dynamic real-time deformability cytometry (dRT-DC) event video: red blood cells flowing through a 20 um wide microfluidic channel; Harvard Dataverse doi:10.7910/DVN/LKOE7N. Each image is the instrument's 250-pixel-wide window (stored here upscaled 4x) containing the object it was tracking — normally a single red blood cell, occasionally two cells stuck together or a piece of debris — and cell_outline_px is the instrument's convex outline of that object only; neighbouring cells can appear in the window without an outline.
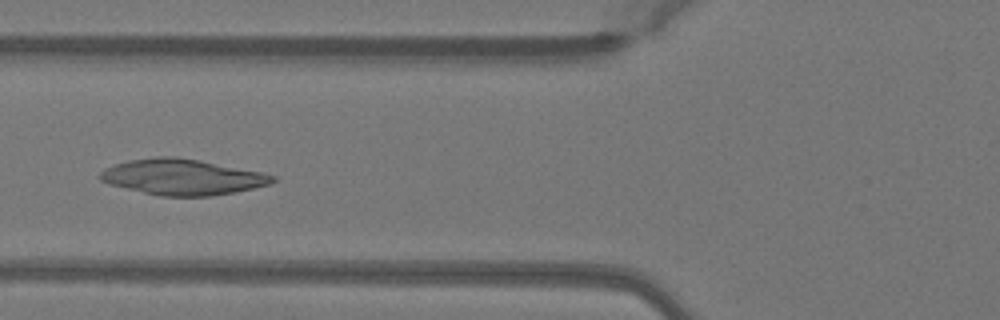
{"species": "Egyptian fruit bat (a non-hibernating species)", "species_latin": "Rousettus aegyptiacus", "temperature_condition": "warm", "stored_images_in_passage": 50, "camera_frame_rate_fps": 3000, "um_per_image_px": 0.085, "animal": {"sex": "female"}, "frame": {"image": 1, "passage_image": 20, "time_ms": 6.333, "image_size_px": [1000, 320], "cell_outline_px": [[276, 180], [268, 184], [236, 192], [212, 196], [160, 196], [108, 184], [100, 180], [96, 176], [104, 168], [112, 164], [128, 160], [156, 156], [176, 156], [200, 160], [260, 172], [276, 176]], "centroid_in_image_um": [15.43, 15.04], "position_along_channel_um": 110.4, "area_um2": 36.07}}
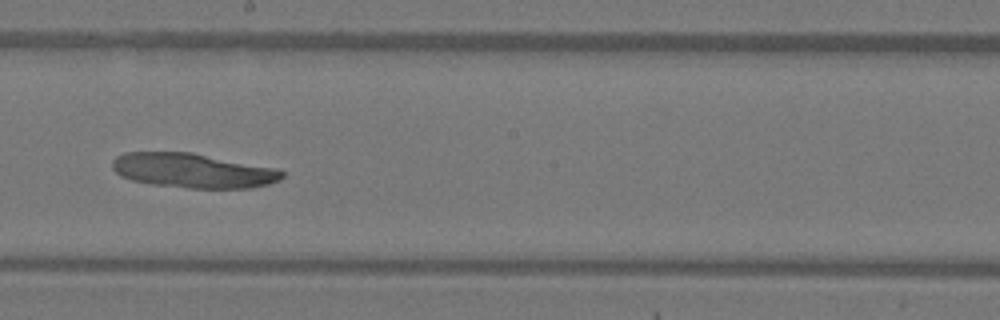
{"frame": {"image": 2, "passage_image": 29, "time_ms": 9.333, "image_size_px": [1000, 320], "cell_outline_px": [[284, 176], [280, 180], [268, 184], [252, 188], [188, 188], [152, 184], [132, 180], [120, 176], [112, 168], [112, 160], [116, 156], [124, 152], [192, 152], [280, 168], [284, 172]], "centroid_in_image_um": [16.44, 14.49], "position_along_channel_um": 231.8, "area_um2": 34.62}}
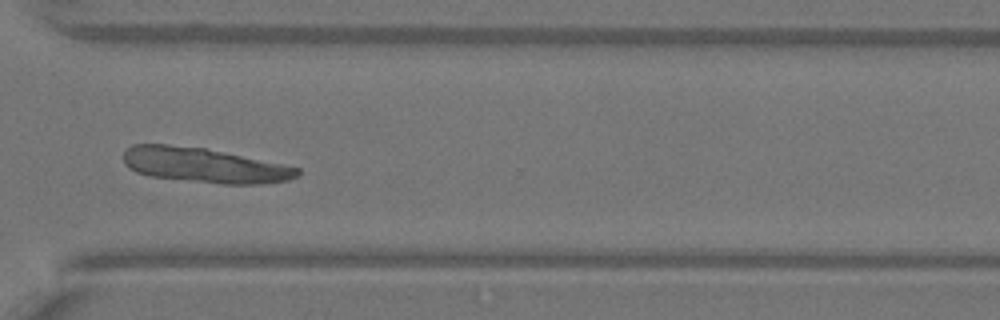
{"frame": {"image": 3, "passage_image": 38, "time_ms": 12.333, "image_size_px": [1000, 320], "cell_outline_px": [[300, 176], [288, 180], [260, 184], [224, 184], [148, 176], [136, 172], [128, 168], [124, 164], [124, 152], [132, 144], [168, 144], [204, 148], [300, 168]], "centroid_in_image_um": [17.33, 14.05], "position_along_channel_um": 353.3, "area_um2": 35.08}}